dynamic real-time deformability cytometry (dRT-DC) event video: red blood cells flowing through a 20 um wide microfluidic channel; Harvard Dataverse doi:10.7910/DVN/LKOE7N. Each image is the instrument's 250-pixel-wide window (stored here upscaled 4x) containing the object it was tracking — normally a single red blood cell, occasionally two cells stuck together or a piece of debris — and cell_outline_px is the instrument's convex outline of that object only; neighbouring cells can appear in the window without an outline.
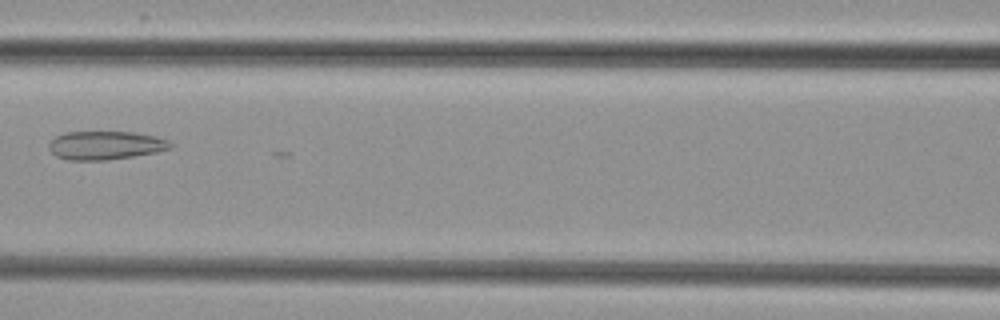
{"species": "common noctule bat (a hibernating species)", "species_latin": "Nyctalus noctula", "temperature_condition": "cold", "stored_images_in_passage": 5, "camera_frame_rate_fps": 3000, "um_per_image_px": 0.085, "animal": {"sex": "female", "body_mass_g": 29.2, "forearm_length_mm": 56.3}, "frame": {"image": 1, "passage_image": 4, "time_ms": 3.667, "image_size_px": [1000, 320], "cell_outline_px": [[172, 148], [156, 152], [132, 156], [104, 160], [68, 160], [56, 156], [48, 148], [48, 144], [56, 136], [64, 132], [132, 132], [156, 136], [168, 140], [172, 144]], "centroid_in_image_um": [8.95, 12.35], "position_along_channel_um": 157.6, "area_um2": 20.11}}
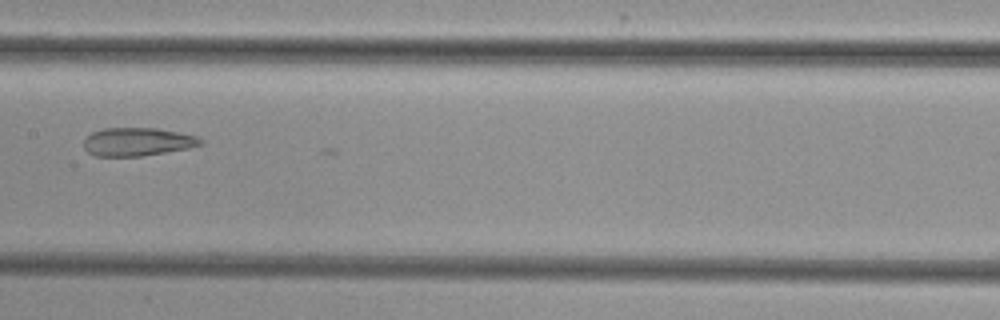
{"frame": {"image": 2, "passage_image": 5, "time_ms": 4.667, "image_size_px": [1000, 320], "cell_outline_px": [[204, 144], [188, 148], [144, 156], [96, 156], [88, 152], [84, 148], [84, 140], [92, 132], [104, 128], [156, 128], [180, 132], [196, 136], [204, 140]], "centroid_in_image_um": [11.71, 12.05], "position_along_channel_um": 195.7, "area_um2": 19.31}}